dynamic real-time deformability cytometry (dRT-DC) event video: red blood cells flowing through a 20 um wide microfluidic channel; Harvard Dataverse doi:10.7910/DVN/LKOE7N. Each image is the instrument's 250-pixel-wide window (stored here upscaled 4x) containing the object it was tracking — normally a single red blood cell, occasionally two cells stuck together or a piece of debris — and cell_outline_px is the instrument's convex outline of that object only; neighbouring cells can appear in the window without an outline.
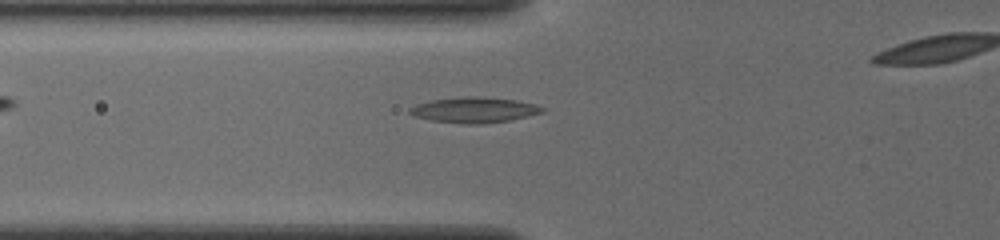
{"species": "common noctule bat (a hibernating species)", "species_latin": "Nyctalus noctula", "temperature_condition": "cold", "stored_images_in_passage": 31, "camera_frame_rate_fps": 3000, "um_per_image_px": 0.085, "animal": {"sex": "female", "body_mass_g": 19.5, "forearm_length_mm": 54.1}, "frame": {"image": 1, "passage_image": 2, "time_ms": 0.333, "image_size_px": [1000, 240], "cell_outline_px": [[548, 108], [544, 112], [512, 120], [480, 124], [464, 124], [432, 120], [416, 116], [408, 112], [408, 108], [416, 104], [432, 100], [464, 96], [476, 96], [516, 100], [536, 104]], "centroid_in_image_um": [40.36, 9.34], "position_along_channel_um": 85.4, "area_um2": 19.83}}
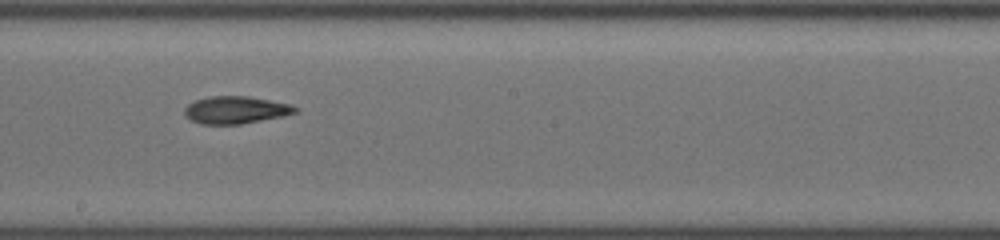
{"frame": {"image": 2, "passage_image": 13, "time_ms": 4.0, "image_size_px": [1000, 240], "cell_outline_px": [[296, 112], [280, 116], [240, 124], [200, 124], [184, 116], [184, 108], [188, 104], [196, 100], [212, 96], [248, 96], [288, 104], [296, 108]], "centroid_in_image_um": [19.95, 9.34], "position_along_channel_um": 228.3, "area_um2": 17.28}}
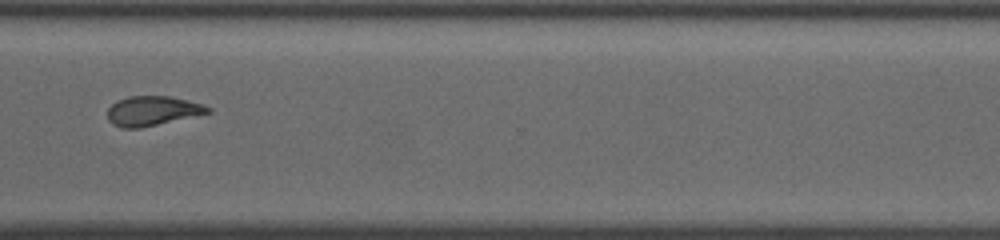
{"frame": {"image": 3, "passage_image": 23, "time_ms": 7.333, "image_size_px": [1000, 240], "cell_outline_px": [[212, 112], [140, 128], [120, 128], [112, 124], [108, 120], [108, 108], [116, 100], [128, 96], [168, 96], [200, 104], [212, 108]], "centroid_in_image_um": [12.9, 9.43], "position_along_channel_um": 357.7, "area_um2": 17.17}}